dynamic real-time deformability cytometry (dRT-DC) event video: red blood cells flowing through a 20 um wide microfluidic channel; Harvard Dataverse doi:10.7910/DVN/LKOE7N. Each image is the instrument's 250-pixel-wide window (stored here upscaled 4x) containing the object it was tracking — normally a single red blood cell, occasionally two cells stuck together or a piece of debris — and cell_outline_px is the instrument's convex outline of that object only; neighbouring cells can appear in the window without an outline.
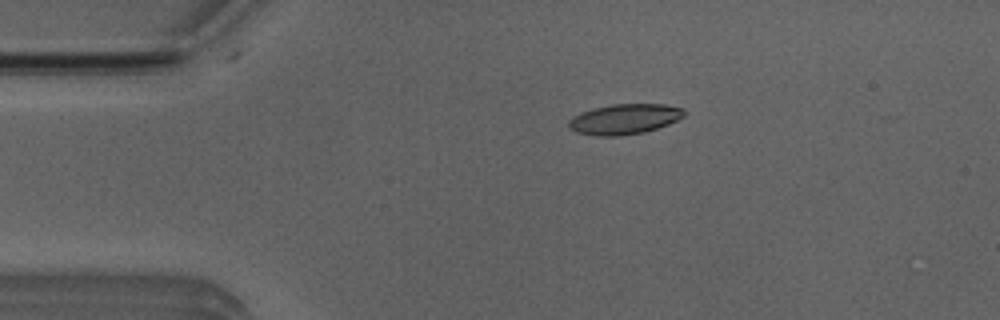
{"species": "Egyptian fruit bat (a non-hibernating species)", "species_latin": "Rousettus aegyptiacus", "temperature_condition": "room temperature", "stored_images_in_passage": 46, "camera_frame_rate_fps": 3000, "um_per_image_px": 0.085, "animal": {"sex": "male"}, "frame": {"image": 1, "passage_image": 9, "time_ms": 2.667, "image_size_px": [1000, 320], "cell_outline_px": [[688, 112], [684, 116], [668, 124], [644, 132], [620, 136], [596, 136], [576, 132], [568, 128], [568, 120], [572, 116], [580, 112], [592, 108], [612, 104], [664, 104], [684, 108]], "centroid_in_image_um": [53.06, 10.12], "position_along_channel_um": 31.9, "area_um2": 20.63}}
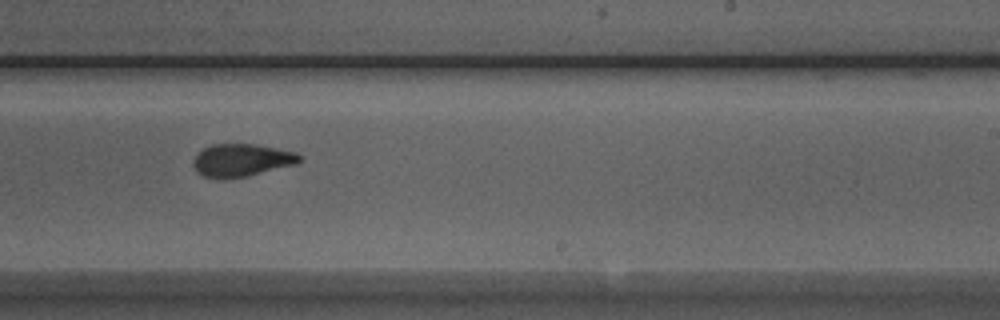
{"frame": {"image": 2, "passage_image": 31, "time_ms": 10.0, "image_size_px": [1000, 320], "cell_outline_px": [[300, 160], [296, 164], [248, 176], [204, 176], [196, 172], [192, 164], [192, 160], [204, 148], [212, 144], [256, 144], [296, 152], [300, 156]], "centroid_in_image_um": [20.55, 13.58], "position_along_channel_um": 268.5, "area_um2": 19.71}}
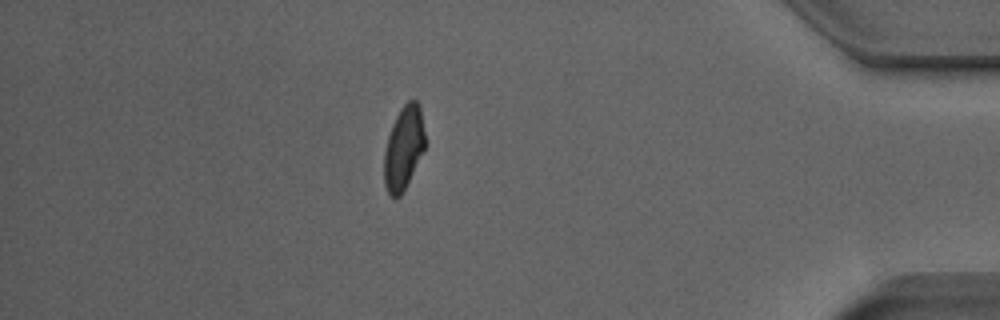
{"frame": {"image": 3, "passage_image": 45, "time_ms": 14.667, "image_size_px": [1000, 320], "cell_outline_px": [[424, 148], [400, 196], [392, 196], [388, 192], [384, 184], [384, 152], [388, 136], [392, 124], [400, 108], [408, 100], [416, 100], [420, 104], [424, 132]], "centroid_in_image_um": [34.29, 12.51], "position_along_channel_um": 400.9, "area_um2": 19.42}}